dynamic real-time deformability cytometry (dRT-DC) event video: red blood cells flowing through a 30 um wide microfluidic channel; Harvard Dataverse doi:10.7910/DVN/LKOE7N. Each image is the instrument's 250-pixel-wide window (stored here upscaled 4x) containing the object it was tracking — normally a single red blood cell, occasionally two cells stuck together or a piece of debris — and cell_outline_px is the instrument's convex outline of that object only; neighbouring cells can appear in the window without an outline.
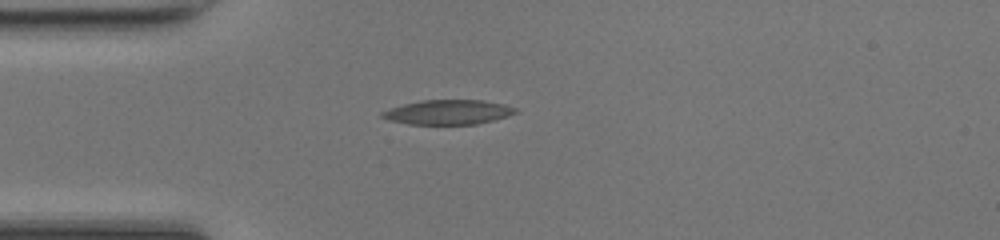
{"species": "common noctule bat (a hibernating species)", "species_latin": "Nyctalus noctula", "temperature_condition": "room temperature", "stored_images_in_passage": 36, "camera_frame_rate_fps": 3000, "um_per_image_px": 0.085, "animal": {"sex": "female", "body_mass_g": 17.0, "forearm_length_mm": 48.0}, "frame": {"image": 1, "passage_image": 1, "time_ms": 0.0, "image_size_px": [1000, 240], "cell_outline_px": [[520, 112], [508, 116], [476, 124], [408, 124], [392, 120], [380, 116], [380, 112], [404, 104], [420, 100], [484, 100], [504, 104], [516, 108]], "centroid_in_image_um": [38.13, 9.52], "position_along_channel_um": 46.9, "area_um2": 19.02}}
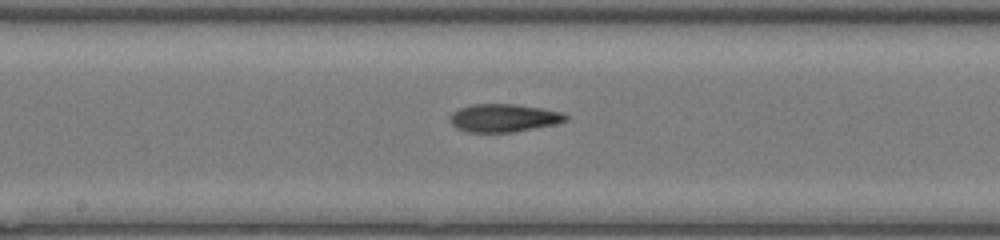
{"frame": {"image": 2, "passage_image": 13, "time_ms": 4.0, "image_size_px": [1000, 240], "cell_outline_px": [[568, 120], [556, 124], [512, 132], [468, 132], [456, 128], [448, 120], [448, 116], [452, 112], [460, 108], [472, 104], [516, 104], [564, 112], [568, 116]], "centroid_in_image_um": [42.8, 10.02], "position_along_channel_um": 205.4, "area_um2": 19.02}}
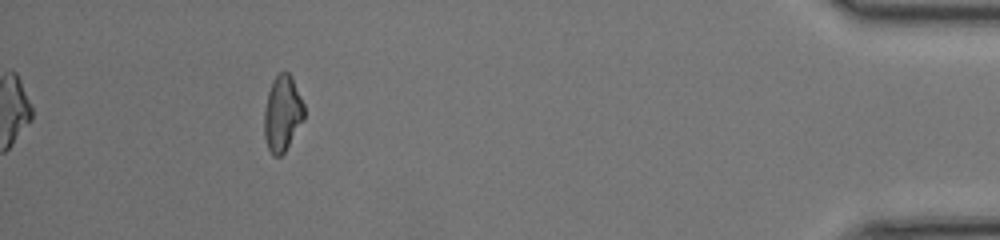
{"frame": {"image": 3, "passage_image": 32, "time_ms": 10.333, "image_size_px": [1000, 240], "cell_outline_px": [[304, 120], [284, 152], [280, 156], [272, 156], [268, 148], [264, 136], [264, 112], [268, 92], [272, 80], [280, 72], [288, 72], [292, 76], [304, 104]], "centroid_in_image_um": [24.0, 9.64], "position_along_channel_um": 411.2, "area_um2": 17.69}, "authors_computed_cell_mechanics": {"area_um2": 18.3515, "velocity_mm_per_s": 4.2956, "shape_relaxation_time_tau1_ms": null, "shape_relaxation_time_tau2_ms": 3.1377, "deformation_change_tau1": null, "deformation_change_tau2": 0.1303}}